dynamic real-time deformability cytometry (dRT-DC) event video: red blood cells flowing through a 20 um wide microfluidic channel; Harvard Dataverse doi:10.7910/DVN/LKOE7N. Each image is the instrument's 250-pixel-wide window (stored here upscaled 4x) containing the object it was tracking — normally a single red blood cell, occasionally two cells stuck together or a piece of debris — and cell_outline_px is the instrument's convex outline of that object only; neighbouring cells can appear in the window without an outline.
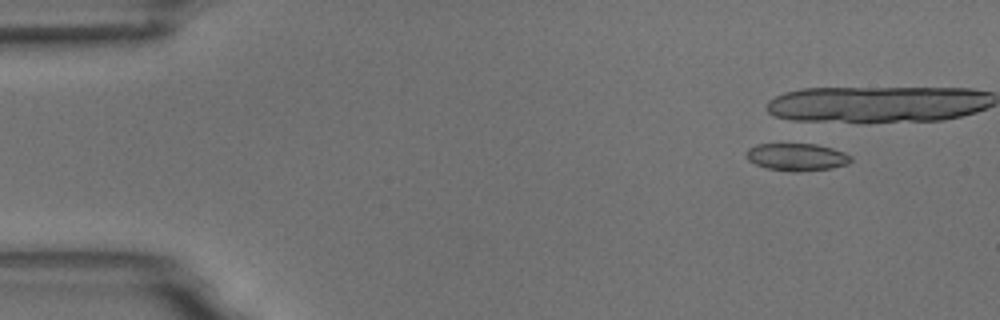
{"species": "common noctule bat (a hibernating species)", "species_latin": "Nyctalus noctula", "temperature_condition": "room temperature", "stored_images_in_passage": 9, "camera_frame_rate_fps": 3000, "um_per_image_px": 0.085, "animal": {"sex": "male", "body_mass_g": 18.8}, "frame": {"image": 1, "passage_image": 1, "time_ms": 0.0, "image_size_px": [1000, 320], "cell_outline_px": [[852, 160], [848, 164], [832, 168], [768, 168], [756, 164], [748, 160], [744, 152], [748, 148], [756, 144], [816, 144], [832, 148], [844, 152], [852, 156]], "centroid_in_image_um": [67.72, 13.28], "position_along_channel_um": 17.3, "area_um2": 15.84}}
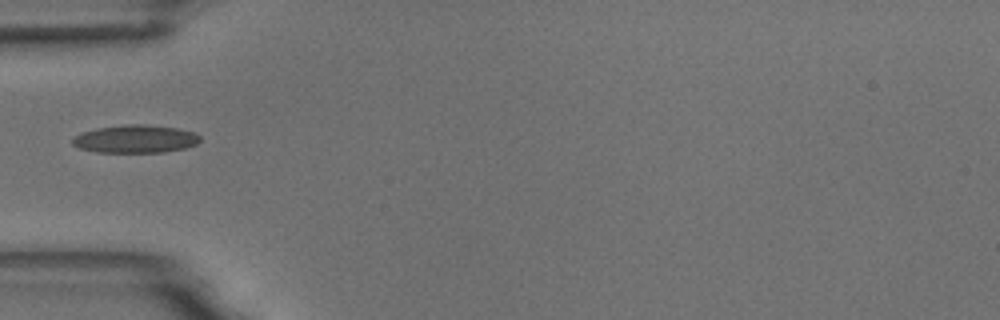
{"frame": {"image": 2, "passage_image": 6, "time_ms": 6.0, "image_size_px": [1000, 320], "cell_outline_px": [[200, 140], [196, 144], [184, 148], [164, 152], [96, 152], [80, 148], [72, 144], [72, 140], [76, 136], [84, 132], [96, 128], [124, 124], [144, 124], [176, 128], [196, 132], [200, 136]], "centroid_in_image_um": [11.53, 11.8], "position_along_channel_um": 73.5, "area_um2": 20.69}}